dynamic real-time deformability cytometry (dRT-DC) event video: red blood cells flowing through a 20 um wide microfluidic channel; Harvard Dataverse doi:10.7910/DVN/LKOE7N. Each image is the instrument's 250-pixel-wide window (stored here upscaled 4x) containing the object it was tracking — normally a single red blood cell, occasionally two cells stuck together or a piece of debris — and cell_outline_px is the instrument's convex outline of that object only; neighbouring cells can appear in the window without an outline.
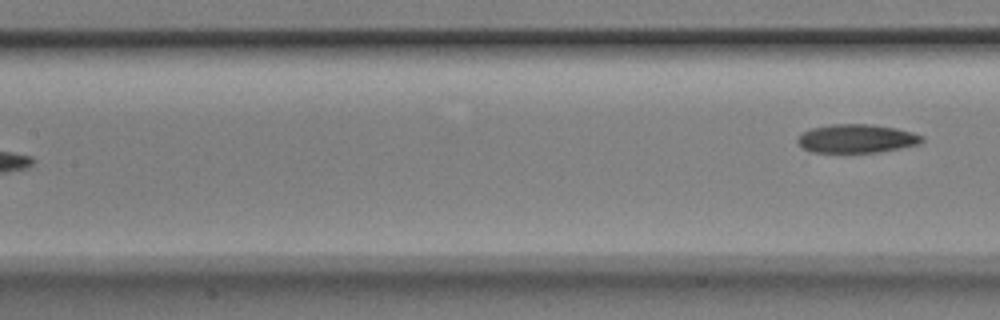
{"species": "Egyptian fruit bat (a non-hibernating species)", "species_latin": "Rousettus aegyptiacus", "temperature_condition": "room temperature", "stored_images_in_passage": 6, "segment_of_instrument_passage": [2, 2], "camera_frame_rate_fps": 3000, "um_per_image_px": 0.085, "animal": {"sex": "male"}, "frame": {"image": 1, "passage_image": 6, "time_ms": 1.667, "image_size_px": [1000, 320], "cell_outline_px": [[924, 140], [920, 144], [880, 152], [812, 152], [804, 148], [796, 140], [804, 132], [812, 128], [828, 124], [872, 124], [896, 128], [912, 132], [924, 136]], "centroid_in_image_um": [72.86, 11.77], "position_along_channel_um": 134.5, "area_um2": 20.69}}